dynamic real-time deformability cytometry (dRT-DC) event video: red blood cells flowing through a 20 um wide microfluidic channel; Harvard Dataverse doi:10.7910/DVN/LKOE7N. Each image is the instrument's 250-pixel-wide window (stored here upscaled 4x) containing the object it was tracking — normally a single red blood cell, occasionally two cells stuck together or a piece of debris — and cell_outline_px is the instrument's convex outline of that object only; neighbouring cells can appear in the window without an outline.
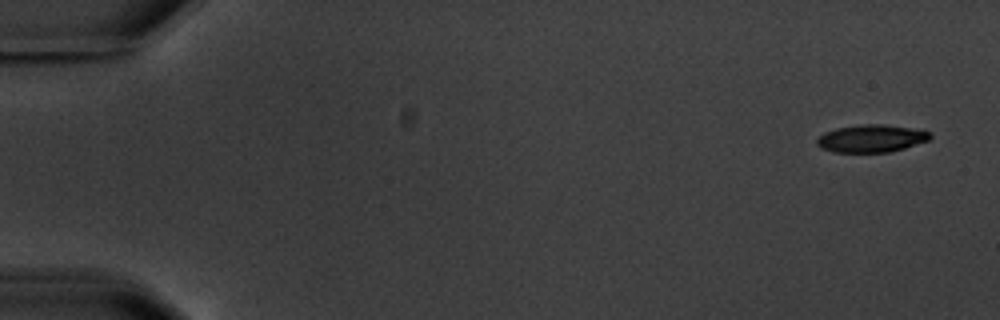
{"species": "common noctule bat (a hibernating species)", "species_latin": "Nyctalus noctula", "temperature_condition": "warm", "stored_images_in_passage": 4, "camera_frame_rate_fps": 3000, "um_per_image_px": 0.085, "animal": {"sex": "male", "body_mass_g": 20.1, "forearm_length_mm": 53.5}, "frame": {"image": 1, "passage_image": 1, "time_ms": 0.0, "image_size_px": [1000, 320], "cell_outline_px": [[932, 136], [928, 140], [904, 148], [888, 152], [832, 152], [820, 148], [816, 144], [816, 140], [824, 132], [836, 128], [864, 124], [884, 124], [912, 128], [932, 132]], "centroid_in_image_um": [74.04, 11.77], "position_along_channel_um": 11.0, "area_um2": 18.21}}
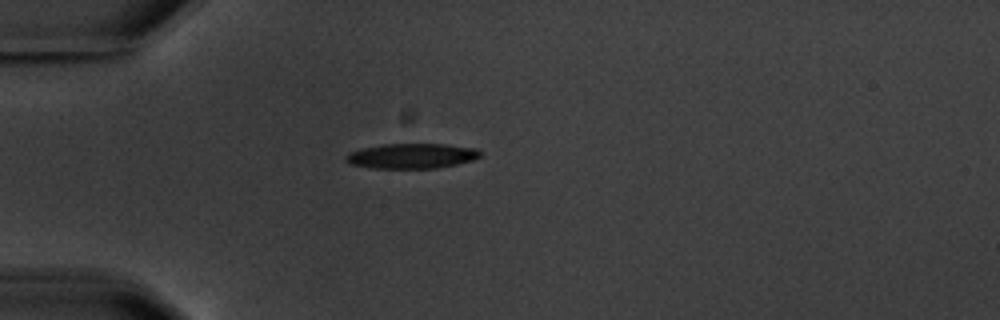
{"frame": {"image": 2, "passage_image": 4, "time_ms": 4.667, "image_size_px": [1000, 320], "cell_outline_px": [[480, 156], [472, 160], [440, 168], [368, 168], [348, 164], [344, 160], [344, 156], [348, 152], [364, 148], [384, 144], [444, 144], [476, 148], [480, 152]], "centroid_in_image_um": [34.93, 13.26], "position_along_channel_um": 50.1, "area_um2": 19.71}}